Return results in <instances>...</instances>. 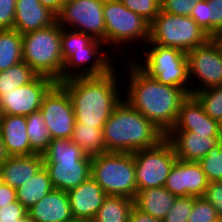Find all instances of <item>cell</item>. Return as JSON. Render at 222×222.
<instances>
[{"mask_svg": "<svg viewBox=\"0 0 222 222\" xmlns=\"http://www.w3.org/2000/svg\"><path fill=\"white\" fill-rule=\"evenodd\" d=\"M130 61L124 99L165 135L174 127L181 103L189 96L182 88L159 83ZM135 62V63H134Z\"/></svg>", "mask_w": 222, "mask_h": 222, "instance_id": "6da1fadb", "label": "cell"}, {"mask_svg": "<svg viewBox=\"0 0 222 222\" xmlns=\"http://www.w3.org/2000/svg\"><path fill=\"white\" fill-rule=\"evenodd\" d=\"M115 72L114 68L103 76L76 77L59 83L71 99L75 123L103 128L123 97Z\"/></svg>", "mask_w": 222, "mask_h": 222, "instance_id": "7a4b0ae2", "label": "cell"}, {"mask_svg": "<svg viewBox=\"0 0 222 222\" xmlns=\"http://www.w3.org/2000/svg\"><path fill=\"white\" fill-rule=\"evenodd\" d=\"M165 138L151 121L123 97L103 126L106 152L133 153L156 146Z\"/></svg>", "mask_w": 222, "mask_h": 222, "instance_id": "3957f363", "label": "cell"}, {"mask_svg": "<svg viewBox=\"0 0 222 222\" xmlns=\"http://www.w3.org/2000/svg\"><path fill=\"white\" fill-rule=\"evenodd\" d=\"M102 44L103 46L105 44L102 40L94 39L89 34L61 27L64 64L61 82L76 77L103 76L112 71L115 67L112 65L111 56L108 55L105 49L102 51ZM100 48L101 51L99 50ZM73 69L77 71L73 72Z\"/></svg>", "mask_w": 222, "mask_h": 222, "instance_id": "277c9868", "label": "cell"}, {"mask_svg": "<svg viewBox=\"0 0 222 222\" xmlns=\"http://www.w3.org/2000/svg\"><path fill=\"white\" fill-rule=\"evenodd\" d=\"M42 156L54 189L68 192L91 177L92 157L71 139H51Z\"/></svg>", "mask_w": 222, "mask_h": 222, "instance_id": "5b68a950", "label": "cell"}, {"mask_svg": "<svg viewBox=\"0 0 222 222\" xmlns=\"http://www.w3.org/2000/svg\"><path fill=\"white\" fill-rule=\"evenodd\" d=\"M22 58L37 75L61 82L63 56L61 26L57 21L45 28L22 35Z\"/></svg>", "mask_w": 222, "mask_h": 222, "instance_id": "8992f818", "label": "cell"}, {"mask_svg": "<svg viewBox=\"0 0 222 222\" xmlns=\"http://www.w3.org/2000/svg\"><path fill=\"white\" fill-rule=\"evenodd\" d=\"M91 177L109 196L135 199L138 188L132 153L105 152L92 156Z\"/></svg>", "mask_w": 222, "mask_h": 222, "instance_id": "52a82bcc", "label": "cell"}, {"mask_svg": "<svg viewBox=\"0 0 222 222\" xmlns=\"http://www.w3.org/2000/svg\"><path fill=\"white\" fill-rule=\"evenodd\" d=\"M210 38L190 16L172 15L161 10L150 23V37L146 45L158 44L188 53Z\"/></svg>", "mask_w": 222, "mask_h": 222, "instance_id": "ba28073f", "label": "cell"}, {"mask_svg": "<svg viewBox=\"0 0 222 222\" xmlns=\"http://www.w3.org/2000/svg\"><path fill=\"white\" fill-rule=\"evenodd\" d=\"M145 50V60L136 65L149 77L155 78L159 83L184 89L191 95L187 53L171 47L158 44H148Z\"/></svg>", "mask_w": 222, "mask_h": 222, "instance_id": "9c48e42d", "label": "cell"}, {"mask_svg": "<svg viewBox=\"0 0 222 222\" xmlns=\"http://www.w3.org/2000/svg\"><path fill=\"white\" fill-rule=\"evenodd\" d=\"M103 17L106 46L149 41L150 23L125 7L120 0H104Z\"/></svg>", "mask_w": 222, "mask_h": 222, "instance_id": "30bf717a", "label": "cell"}, {"mask_svg": "<svg viewBox=\"0 0 222 222\" xmlns=\"http://www.w3.org/2000/svg\"><path fill=\"white\" fill-rule=\"evenodd\" d=\"M138 191L164 187L169 172L177 160L171 143L164 138L156 146L133 152Z\"/></svg>", "mask_w": 222, "mask_h": 222, "instance_id": "8fae6325", "label": "cell"}, {"mask_svg": "<svg viewBox=\"0 0 222 222\" xmlns=\"http://www.w3.org/2000/svg\"><path fill=\"white\" fill-rule=\"evenodd\" d=\"M103 6L104 0H66L57 14V23L105 43Z\"/></svg>", "mask_w": 222, "mask_h": 222, "instance_id": "7c38bea8", "label": "cell"}, {"mask_svg": "<svg viewBox=\"0 0 222 222\" xmlns=\"http://www.w3.org/2000/svg\"><path fill=\"white\" fill-rule=\"evenodd\" d=\"M189 80L197 77L201 85L191 88V95L196 91L222 85V48L210 38L204 45L198 46L187 53Z\"/></svg>", "mask_w": 222, "mask_h": 222, "instance_id": "4fadbf2b", "label": "cell"}, {"mask_svg": "<svg viewBox=\"0 0 222 222\" xmlns=\"http://www.w3.org/2000/svg\"><path fill=\"white\" fill-rule=\"evenodd\" d=\"M49 129L51 139H71L75 115L68 92L56 83L44 96L39 110Z\"/></svg>", "mask_w": 222, "mask_h": 222, "instance_id": "5bb4252c", "label": "cell"}, {"mask_svg": "<svg viewBox=\"0 0 222 222\" xmlns=\"http://www.w3.org/2000/svg\"><path fill=\"white\" fill-rule=\"evenodd\" d=\"M56 83L50 77L37 75L25 85L10 92L0 93L1 114L27 116L39 111L44 96Z\"/></svg>", "mask_w": 222, "mask_h": 222, "instance_id": "9a60e30c", "label": "cell"}, {"mask_svg": "<svg viewBox=\"0 0 222 222\" xmlns=\"http://www.w3.org/2000/svg\"><path fill=\"white\" fill-rule=\"evenodd\" d=\"M209 181L198 162L177 159L166 179L164 187L176 197H203Z\"/></svg>", "mask_w": 222, "mask_h": 222, "instance_id": "2e32d148", "label": "cell"}, {"mask_svg": "<svg viewBox=\"0 0 222 222\" xmlns=\"http://www.w3.org/2000/svg\"><path fill=\"white\" fill-rule=\"evenodd\" d=\"M169 132H194L197 135L220 137L219 122L204 111L193 95L181 103L177 121Z\"/></svg>", "mask_w": 222, "mask_h": 222, "instance_id": "e0dca14e", "label": "cell"}, {"mask_svg": "<svg viewBox=\"0 0 222 222\" xmlns=\"http://www.w3.org/2000/svg\"><path fill=\"white\" fill-rule=\"evenodd\" d=\"M165 138L171 143L177 159L187 162H199L221 141V137L194 132H168Z\"/></svg>", "mask_w": 222, "mask_h": 222, "instance_id": "ac0fdd59", "label": "cell"}, {"mask_svg": "<svg viewBox=\"0 0 222 222\" xmlns=\"http://www.w3.org/2000/svg\"><path fill=\"white\" fill-rule=\"evenodd\" d=\"M67 195L72 216L90 220H93L107 197V194L92 177L69 190Z\"/></svg>", "mask_w": 222, "mask_h": 222, "instance_id": "d6986e66", "label": "cell"}, {"mask_svg": "<svg viewBox=\"0 0 222 222\" xmlns=\"http://www.w3.org/2000/svg\"><path fill=\"white\" fill-rule=\"evenodd\" d=\"M57 15L38 0H16L14 30L22 35L54 24Z\"/></svg>", "mask_w": 222, "mask_h": 222, "instance_id": "ffe728a7", "label": "cell"}, {"mask_svg": "<svg viewBox=\"0 0 222 222\" xmlns=\"http://www.w3.org/2000/svg\"><path fill=\"white\" fill-rule=\"evenodd\" d=\"M0 134L9 156L35 154L27 135L26 116L1 115Z\"/></svg>", "mask_w": 222, "mask_h": 222, "instance_id": "44dd1931", "label": "cell"}, {"mask_svg": "<svg viewBox=\"0 0 222 222\" xmlns=\"http://www.w3.org/2000/svg\"><path fill=\"white\" fill-rule=\"evenodd\" d=\"M27 214L35 222H66L73 217L67 192L58 189L28 209Z\"/></svg>", "mask_w": 222, "mask_h": 222, "instance_id": "7402d4cb", "label": "cell"}, {"mask_svg": "<svg viewBox=\"0 0 222 222\" xmlns=\"http://www.w3.org/2000/svg\"><path fill=\"white\" fill-rule=\"evenodd\" d=\"M44 166L41 154L10 156L0 167V178L4 184L17 189Z\"/></svg>", "mask_w": 222, "mask_h": 222, "instance_id": "603a6c76", "label": "cell"}, {"mask_svg": "<svg viewBox=\"0 0 222 222\" xmlns=\"http://www.w3.org/2000/svg\"><path fill=\"white\" fill-rule=\"evenodd\" d=\"M175 198L176 196L165 187L146 188L137 192L134 205L144 213L162 221L171 209Z\"/></svg>", "mask_w": 222, "mask_h": 222, "instance_id": "cb8c5ba5", "label": "cell"}, {"mask_svg": "<svg viewBox=\"0 0 222 222\" xmlns=\"http://www.w3.org/2000/svg\"><path fill=\"white\" fill-rule=\"evenodd\" d=\"M53 189L48 171L43 166L31 179L16 189L17 201L28 210Z\"/></svg>", "mask_w": 222, "mask_h": 222, "instance_id": "d4e9b609", "label": "cell"}, {"mask_svg": "<svg viewBox=\"0 0 222 222\" xmlns=\"http://www.w3.org/2000/svg\"><path fill=\"white\" fill-rule=\"evenodd\" d=\"M190 17L214 38L222 30V0H200Z\"/></svg>", "mask_w": 222, "mask_h": 222, "instance_id": "484cf974", "label": "cell"}, {"mask_svg": "<svg viewBox=\"0 0 222 222\" xmlns=\"http://www.w3.org/2000/svg\"><path fill=\"white\" fill-rule=\"evenodd\" d=\"M71 141L91 157L106 152L103 128L75 123Z\"/></svg>", "mask_w": 222, "mask_h": 222, "instance_id": "4316f807", "label": "cell"}, {"mask_svg": "<svg viewBox=\"0 0 222 222\" xmlns=\"http://www.w3.org/2000/svg\"><path fill=\"white\" fill-rule=\"evenodd\" d=\"M133 205V199L107 195L93 218V222H129Z\"/></svg>", "mask_w": 222, "mask_h": 222, "instance_id": "83f0119b", "label": "cell"}, {"mask_svg": "<svg viewBox=\"0 0 222 222\" xmlns=\"http://www.w3.org/2000/svg\"><path fill=\"white\" fill-rule=\"evenodd\" d=\"M23 61L22 34L17 30H0V72Z\"/></svg>", "mask_w": 222, "mask_h": 222, "instance_id": "f1b7e54d", "label": "cell"}, {"mask_svg": "<svg viewBox=\"0 0 222 222\" xmlns=\"http://www.w3.org/2000/svg\"><path fill=\"white\" fill-rule=\"evenodd\" d=\"M27 135L31 149L38 154H43L49 147L51 137L47 124L40 111L26 116Z\"/></svg>", "mask_w": 222, "mask_h": 222, "instance_id": "f546056e", "label": "cell"}, {"mask_svg": "<svg viewBox=\"0 0 222 222\" xmlns=\"http://www.w3.org/2000/svg\"><path fill=\"white\" fill-rule=\"evenodd\" d=\"M37 73L24 61L0 72V93L10 92L31 82Z\"/></svg>", "mask_w": 222, "mask_h": 222, "instance_id": "4dcf8cb0", "label": "cell"}, {"mask_svg": "<svg viewBox=\"0 0 222 222\" xmlns=\"http://www.w3.org/2000/svg\"><path fill=\"white\" fill-rule=\"evenodd\" d=\"M202 105L204 111L214 120H222V85L196 91L192 94Z\"/></svg>", "mask_w": 222, "mask_h": 222, "instance_id": "1f68e13d", "label": "cell"}, {"mask_svg": "<svg viewBox=\"0 0 222 222\" xmlns=\"http://www.w3.org/2000/svg\"><path fill=\"white\" fill-rule=\"evenodd\" d=\"M209 182L222 179V142L220 141L198 162Z\"/></svg>", "mask_w": 222, "mask_h": 222, "instance_id": "d6a6232c", "label": "cell"}, {"mask_svg": "<svg viewBox=\"0 0 222 222\" xmlns=\"http://www.w3.org/2000/svg\"><path fill=\"white\" fill-rule=\"evenodd\" d=\"M129 10L151 23L161 11V0H120Z\"/></svg>", "mask_w": 222, "mask_h": 222, "instance_id": "836d02e7", "label": "cell"}, {"mask_svg": "<svg viewBox=\"0 0 222 222\" xmlns=\"http://www.w3.org/2000/svg\"><path fill=\"white\" fill-rule=\"evenodd\" d=\"M194 203V196L176 197L174 203L162 222H188Z\"/></svg>", "mask_w": 222, "mask_h": 222, "instance_id": "e575fe53", "label": "cell"}, {"mask_svg": "<svg viewBox=\"0 0 222 222\" xmlns=\"http://www.w3.org/2000/svg\"><path fill=\"white\" fill-rule=\"evenodd\" d=\"M214 206L204 197H194L188 222H213L218 219Z\"/></svg>", "mask_w": 222, "mask_h": 222, "instance_id": "d590c367", "label": "cell"}, {"mask_svg": "<svg viewBox=\"0 0 222 222\" xmlns=\"http://www.w3.org/2000/svg\"><path fill=\"white\" fill-rule=\"evenodd\" d=\"M200 0H161V10L181 16H190L194 6Z\"/></svg>", "mask_w": 222, "mask_h": 222, "instance_id": "8d00e7d4", "label": "cell"}, {"mask_svg": "<svg viewBox=\"0 0 222 222\" xmlns=\"http://www.w3.org/2000/svg\"><path fill=\"white\" fill-rule=\"evenodd\" d=\"M25 215H27V209L18 201L0 207V222H17Z\"/></svg>", "mask_w": 222, "mask_h": 222, "instance_id": "74e56055", "label": "cell"}, {"mask_svg": "<svg viewBox=\"0 0 222 222\" xmlns=\"http://www.w3.org/2000/svg\"><path fill=\"white\" fill-rule=\"evenodd\" d=\"M215 208L219 218H222V182H209L203 196Z\"/></svg>", "mask_w": 222, "mask_h": 222, "instance_id": "f35d334b", "label": "cell"}, {"mask_svg": "<svg viewBox=\"0 0 222 222\" xmlns=\"http://www.w3.org/2000/svg\"><path fill=\"white\" fill-rule=\"evenodd\" d=\"M16 0H0V30L13 29Z\"/></svg>", "mask_w": 222, "mask_h": 222, "instance_id": "ab89813d", "label": "cell"}, {"mask_svg": "<svg viewBox=\"0 0 222 222\" xmlns=\"http://www.w3.org/2000/svg\"><path fill=\"white\" fill-rule=\"evenodd\" d=\"M17 201L16 189L2 183L0 185V207Z\"/></svg>", "mask_w": 222, "mask_h": 222, "instance_id": "60d3db41", "label": "cell"}, {"mask_svg": "<svg viewBox=\"0 0 222 222\" xmlns=\"http://www.w3.org/2000/svg\"><path fill=\"white\" fill-rule=\"evenodd\" d=\"M129 222H162V221L152 217L147 213H144L143 211L138 209L135 205H133L129 216Z\"/></svg>", "mask_w": 222, "mask_h": 222, "instance_id": "b9f144b4", "label": "cell"}, {"mask_svg": "<svg viewBox=\"0 0 222 222\" xmlns=\"http://www.w3.org/2000/svg\"><path fill=\"white\" fill-rule=\"evenodd\" d=\"M43 6L49 8L56 15L61 11L66 0H38Z\"/></svg>", "mask_w": 222, "mask_h": 222, "instance_id": "7bdbcfd3", "label": "cell"}, {"mask_svg": "<svg viewBox=\"0 0 222 222\" xmlns=\"http://www.w3.org/2000/svg\"><path fill=\"white\" fill-rule=\"evenodd\" d=\"M9 157L10 156L7 153L4 141H3L2 136L0 134V167Z\"/></svg>", "mask_w": 222, "mask_h": 222, "instance_id": "ee69618b", "label": "cell"}, {"mask_svg": "<svg viewBox=\"0 0 222 222\" xmlns=\"http://www.w3.org/2000/svg\"><path fill=\"white\" fill-rule=\"evenodd\" d=\"M66 222H93V220L85 219V218H75V217H72L71 219H69Z\"/></svg>", "mask_w": 222, "mask_h": 222, "instance_id": "f6af8a7d", "label": "cell"}, {"mask_svg": "<svg viewBox=\"0 0 222 222\" xmlns=\"http://www.w3.org/2000/svg\"><path fill=\"white\" fill-rule=\"evenodd\" d=\"M17 222H35V221L27 214Z\"/></svg>", "mask_w": 222, "mask_h": 222, "instance_id": "bcb514c9", "label": "cell"}, {"mask_svg": "<svg viewBox=\"0 0 222 222\" xmlns=\"http://www.w3.org/2000/svg\"><path fill=\"white\" fill-rule=\"evenodd\" d=\"M214 39L220 44L222 48V30L214 37Z\"/></svg>", "mask_w": 222, "mask_h": 222, "instance_id": "7dc6e473", "label": "cell"}, {"mask_svg": "<svg viewBox=\"0 0 222 222\" xmlns=\"http://www.w3.org/2000/svg\"><path fill=\"white\" fill-rule=\"evenodd\" d=\"M219 134L220 137L222 138V120L219 122Z\"/></svg>", "mask_w": 222, "mask_h": 222, "instance_id": "c3c4849f", "label": "cell"}, {"mask_svg": "<svg viewBox=\"0 0 222 222\" xmlns=\"http://www.w3.org/2000/svg\"><path fill=\"white\" fill-rule=\"evenodd\" d=\"M213 222H222V218H218V219H216V220L213 221Z\"/></svg>", "mask_w": 222, "mask_h": 222, "instance_id": "681fc988", "label": "cell"}]
</instances>
